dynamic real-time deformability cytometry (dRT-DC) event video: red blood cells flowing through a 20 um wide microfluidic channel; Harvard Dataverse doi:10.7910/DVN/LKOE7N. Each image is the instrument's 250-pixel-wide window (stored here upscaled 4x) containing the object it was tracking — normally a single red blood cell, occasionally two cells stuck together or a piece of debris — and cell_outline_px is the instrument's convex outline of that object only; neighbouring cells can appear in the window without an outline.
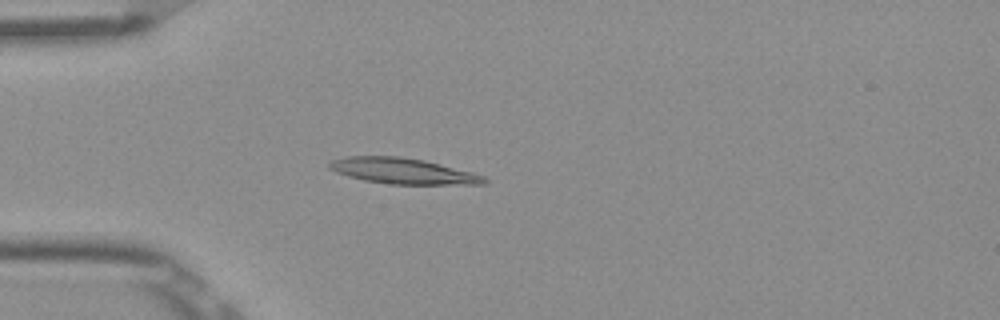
{"species": "Egyptian fruit bat (a non-hibernating species)", "species_latin": "Rousettus aegyptiacus", "temperature_condition": "room temperature", "stored_images_in_passage": 52, "camera_frame_rate_fps": 3000, "um_per_image_px": 0.085, "frame": {"image": 1, "passage_image": 15, "time_ms": 4.667, "image_size_px": [1000, 320], "cell_outline_px": [[488, 184], [388, 184], [364, 180], [348, 176], [336, 172], [328, 168], [328, 164], [332, 160], [344, 156], [400, 156], [424, 160], [472, 172], [484, 176], [488, 180]], "centroid_in_image_um": [34.23, 14.53], "position_along_channel_um": 50.8, "area_um2": 23.29}}
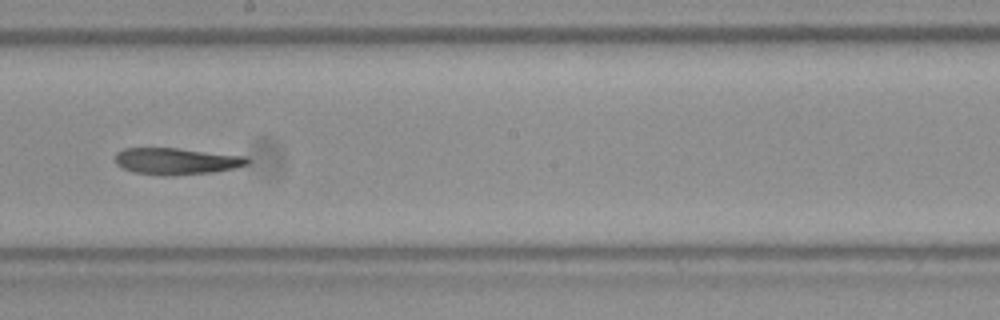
{"frame": {"image": 2, "passage_image": 30, "time_ms": 9.667, "image_size_px": [1000, 320], "cell_outline_px": [[252, 160], [248, 164], [232, 168], [212, 172], [172, 176], [164, 176], [132, 172], [116, 164], [116, 152], [124, 148], [176, 148], [248, 156]], "centroid_in_image_um": [15.01, 13.7], "position_along_channel_um": 233.2, "area_um2": 20.63}}
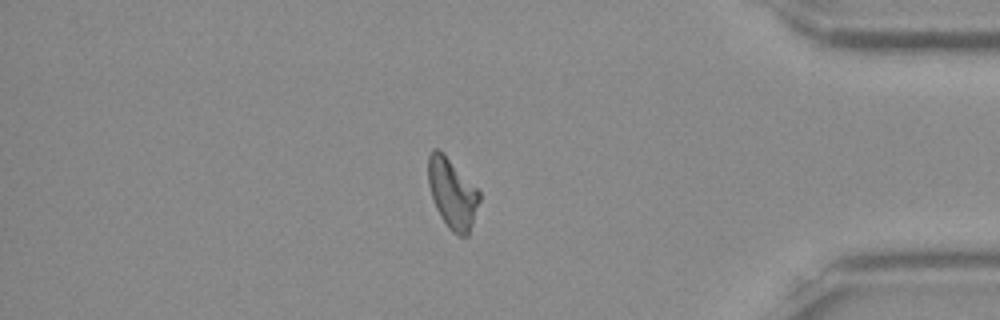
{"frame": {"image": 3, "passage_image": 45, "time_ms": 14.667, "image_size_px": [1000, 320], "cell_outline_px": [[480, 200], [468, 236], [456, 236], [448, 228], [440, 216], [436, 208], [428, 184], [428, 156], [432, 148], [440, 148], [444, 152], [480, 192]], "centroid_in_image_um": [38.43, 16.42], "position_along_channel_um": 396.8, "area_um2": 21.04}}